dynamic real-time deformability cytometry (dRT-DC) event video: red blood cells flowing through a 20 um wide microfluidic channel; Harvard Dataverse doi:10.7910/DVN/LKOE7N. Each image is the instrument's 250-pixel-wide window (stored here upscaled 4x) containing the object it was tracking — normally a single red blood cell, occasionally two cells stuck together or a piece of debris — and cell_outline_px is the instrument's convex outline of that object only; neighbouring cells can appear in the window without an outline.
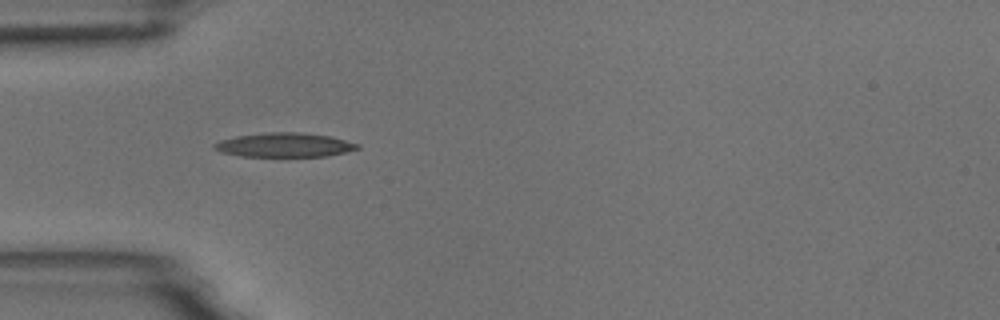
{"species": "common noctule bat (a hibernating species)", "species_latin": "Nyctalus noctula", "temperature_condition": "room temperature", "stored_images_in_passage": 7, "camera_frame_rate_fps": 3000, "um_per_image_px": 0.085, "animal": {"sex": "male", "body_mass_g": 18.8}, "frame": {"image": 1, "passage_image": 1, "time_ms": 0.0, "image_size_px": [1000, 320], "cell_outline_px": [[360, 148], [328, 156], [240, 156], [220, 152], [212, 148], [212, 144], [220, 140], [236, 136], [268, 132], [300, 132], [332, 136], [360, 144]], "centroid_in_image_um": [24.17, 12.31], "position_along_channel_um": 60.8, "area_um2": 20.29}}